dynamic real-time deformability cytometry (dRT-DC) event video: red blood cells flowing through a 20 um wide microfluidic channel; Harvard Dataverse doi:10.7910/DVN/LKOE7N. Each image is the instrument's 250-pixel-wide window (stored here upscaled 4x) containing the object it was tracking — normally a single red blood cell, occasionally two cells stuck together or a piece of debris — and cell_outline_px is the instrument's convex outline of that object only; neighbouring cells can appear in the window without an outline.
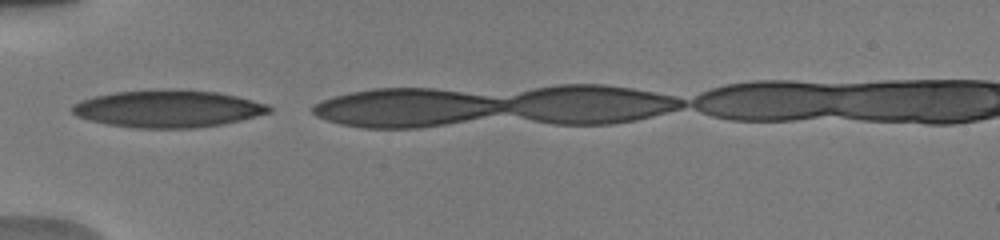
{"species": "human", "species_latin": "Homo sapiens", "temperature_condition": "warm", "stored_images_in_passage": 3, "camera_frame_rate_fps": 3000, "um_per_image_px": 0.085, "donor": {"sex": "male"}, "frame": {"image": 1, "passage_image": 1, "time_ms": 0.0, "image_size_px": [1000, 240], "cell_outline_px": [[272, 112], [224, 124], [196, 128], [136, 128], [108, 124], [76, 116], [68, 108], [72, 104], [80, 100], [96, 96], [116, 92], [164, 88], [180, 88], [216, 92], [236, 96], [268, 104], [272, 108]], "centroid_in_image_um": [14.27, 9.23], "position_along_channel_um": 70.7, "area_um2": 43.18}}